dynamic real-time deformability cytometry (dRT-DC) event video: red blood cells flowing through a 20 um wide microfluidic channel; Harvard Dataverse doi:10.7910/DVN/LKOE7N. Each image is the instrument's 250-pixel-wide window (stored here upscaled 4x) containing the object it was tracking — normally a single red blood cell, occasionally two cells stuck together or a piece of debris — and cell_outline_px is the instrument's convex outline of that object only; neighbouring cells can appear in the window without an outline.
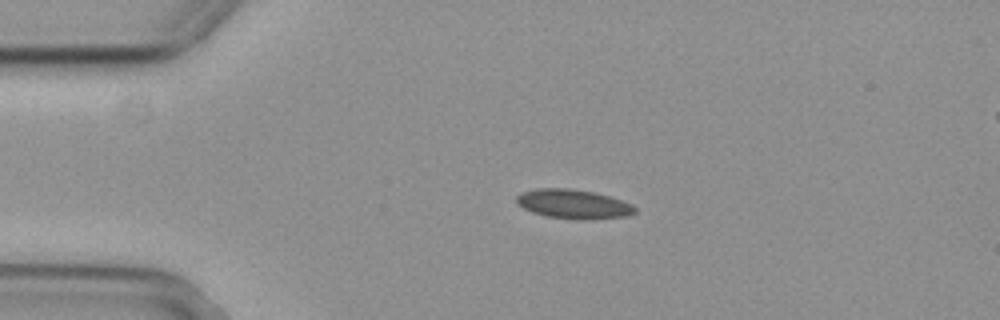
{"species": "common noctule bat (a hibernating species)", "species_latin": "Nyctalus noctula", "temperature_condition": "cold", "stored_images_in_passage": 31, "camera_frame_rate_fps": 3000, "um_per_image_px": 0.085, "animal": {"sex": "female", "body_mass_g": 29.2, "forearm_length_mm": 56.3}, "frame": {"image": 1, "passage_image": 1, "time_ms": 0.0, "image_size_px": [1000, 320], "cell_outline_px": [[636, 212], [628, 216], [584, 220], [576, 220], [548, 216], [532, 212], [516, 204], [516, 196], [524, 192], [536, 188], [568, 188], [596, 192], [632, 204], [636, 208]], "centroid_in_image_um": [48.74, 17.35], "position_along_channel_um": 36.3, "area_um2": 20.23}}
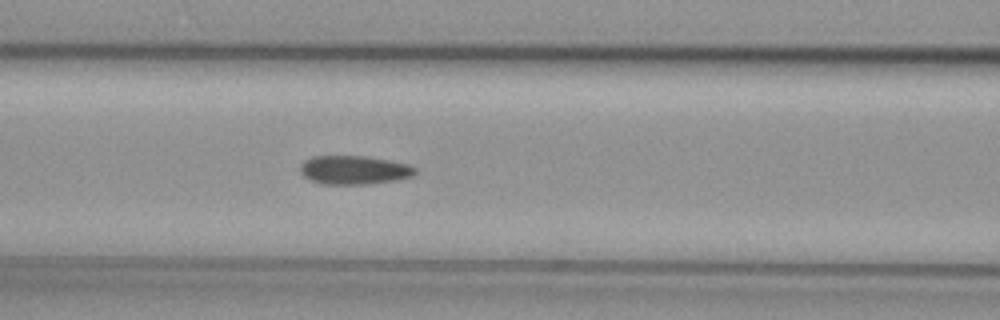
{"frame": {"image": 2, "passage_image": 12, "time_ms": 3.667, "image_size_px": [1000, 320], "cell_outline_px": [[416, 172], [412, 176], [396, 180], [368, 184], [320, 184], [304, 176], [300, 172], [300, 164], [304, 160], [312, 156], [364, 156], [388, 160], [408, 164], [416, 168]], "centroid_in_image_um": [30.07, 14.45], "position_along_channel_um": 136.5, "area_um2": 19.25}}
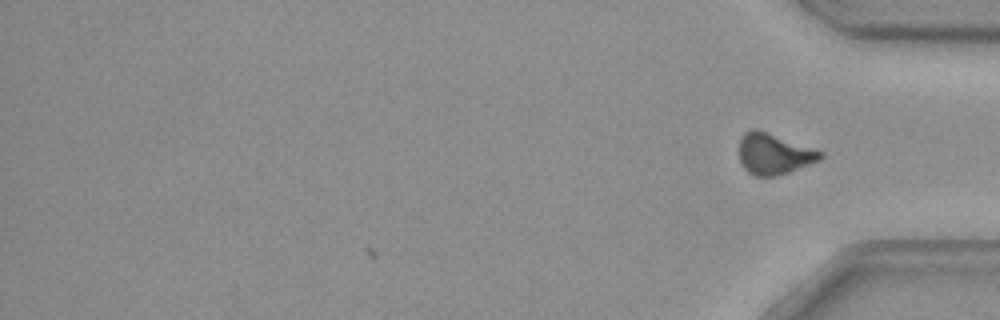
{"frame": {"image": 3, "passage_image": 31, "time_ms": 10.0, "image_size_px": [1000, 320], "cell_outline_px": [[824, 156], [820, 160], [788, 172], [776, 176], [756, 176], [748, 172], [744, 168], [740, 160], [740, 140], [744, 132], [752, 128], [756, 128], [824, 152]], "centroid_in_image_um": [65.78, 13.07], "position_along_channel_um": 369.4, "area_um2": 19.25}, "authors_computed_cell_mechanics": {"area_um2": 19.4208, "velocity_mm_per_s": 3.7037, "shape_relaxation_time_tau1_ms": null, "shape_relaxation_time_tau2_ms": 7.935, "deformation_change_tau1": null, "deformation_change_tau2": 0.1167}}